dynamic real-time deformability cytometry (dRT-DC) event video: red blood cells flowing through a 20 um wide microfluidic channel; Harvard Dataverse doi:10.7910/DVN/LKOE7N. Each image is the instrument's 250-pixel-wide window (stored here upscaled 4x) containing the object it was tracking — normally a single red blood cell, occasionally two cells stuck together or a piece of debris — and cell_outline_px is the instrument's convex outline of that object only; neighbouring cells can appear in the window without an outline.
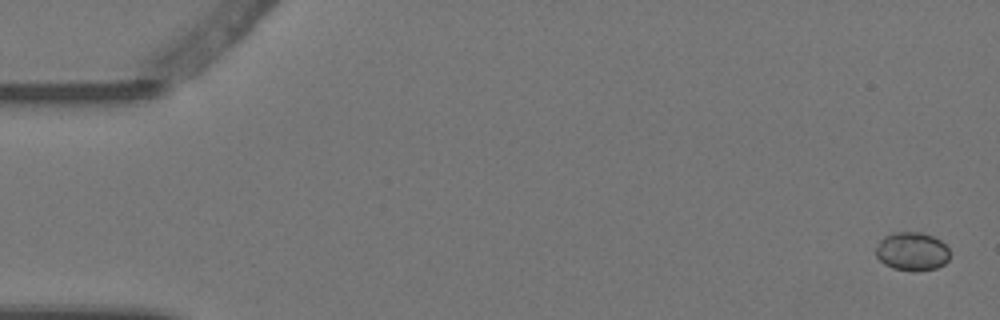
{"species": "Egyptian fruit bat (a non-hibernating species)", "species_latin": "Rousettus aegyptiacus", "temperature_condition": "warm", "stored_images_in_passage": 5, "camera_frame_rate_fps": 3000, "um_per_image_px": 0.085, "animal": {"sex": "female"}, "frame": {"image": 1, "passage_image": 1, "time_ms": 0.0, "image_size_px": [1000, 320], "cell_outline_px": [[948, 260], [944, 264], [936, 268], [912, 272], [892, 268], [884, 264], [876, 256], [876, 248], [880, 240], [884, 236], [892, 232], [920, 232], [932, 236], [940, 240], [948, 248]], "centroid_in_image_um": [77.5, 21.37], "position_along_channel_um": 7.5, "area_um2": 16.65}}
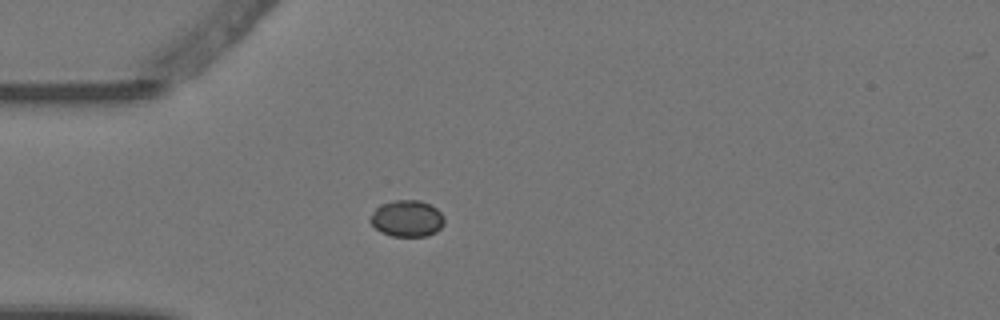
{"frame": {"image": 2, "passage_image": 5, "time_ms": 1.333, "image_size_px": [1000, 320], "cell_outline_px": [[444, 224], [436, 232], [428, 236], [392, 236], [380, 232], [368, 220], [368, 216], [380, 204], [396, 200], [420, 200], [436, 208], [444, 216]], "centroid_in_image_um": [34.57, 18.57], "position_along_channel_um": 50.4, "area_um2": 15.9}}